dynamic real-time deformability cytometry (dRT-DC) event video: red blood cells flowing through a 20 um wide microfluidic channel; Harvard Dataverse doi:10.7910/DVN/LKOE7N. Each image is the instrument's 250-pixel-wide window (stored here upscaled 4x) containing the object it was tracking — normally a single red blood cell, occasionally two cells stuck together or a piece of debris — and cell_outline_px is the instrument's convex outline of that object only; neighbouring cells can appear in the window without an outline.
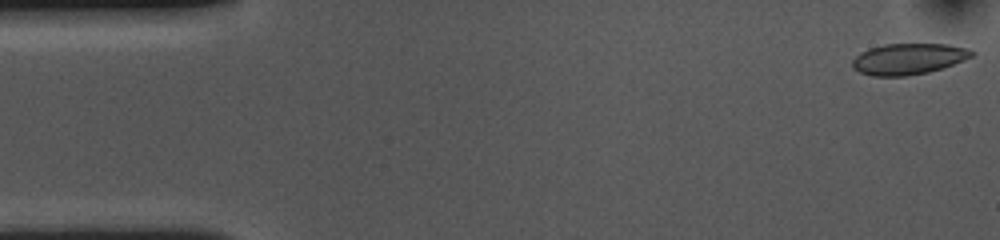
{"species": "common noctule bat (a hibernating species)", "species_latin": "Nyctalus noctula", "temperature_condition": "cold", "stored_images_in_passage": 54, "camera_frame_rate_fps": 3000, "um_per_image_px": 0.085, "animal": {"sex": "female", "body_mass_g": 10.0, "forearm_length_mm": 53.1}, "frame": {"image": 1, "passage_image": 1, "time_ms": 0.0, "image_size_px": [1000, 240], "cell_outline_px": [[976, 52], [972, 56], [964, 60], [928, 72], [904, 76], [872, 76], [860, 72], [852, 68], [852, 60], [860, 52], [868, 48], [884, 44], [948, 44], [968, 48]], "centroid_in_image_um": [77.19, 5.0], "position_along_channel_um": 7.8, "area_um2": 21.62}}
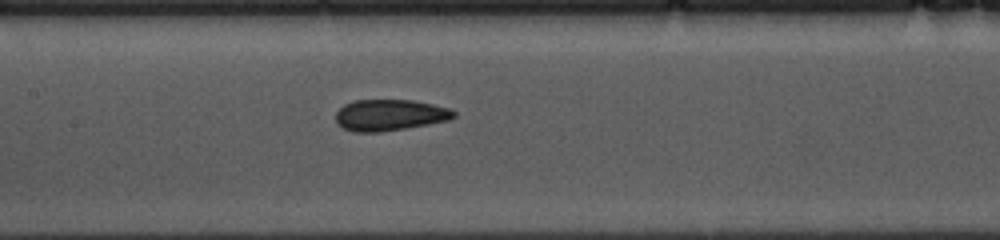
{"frame": {"image": 2, "passage_image": 24, "time_ms": 7.667, "image_size_px": [1000, 240], "cell_outline_px": [[456, 116], [448, 120], [428, 124], [380, 132], [352, 132], [336, 124], [336, 112], [344, 104], [352, 100], [412, 100], [452, 108], [456, 112]], "centroid_in_image_um": [33.12, 9.77], "position_along_channel_um": 174.3, "area_um2": 21.62}}
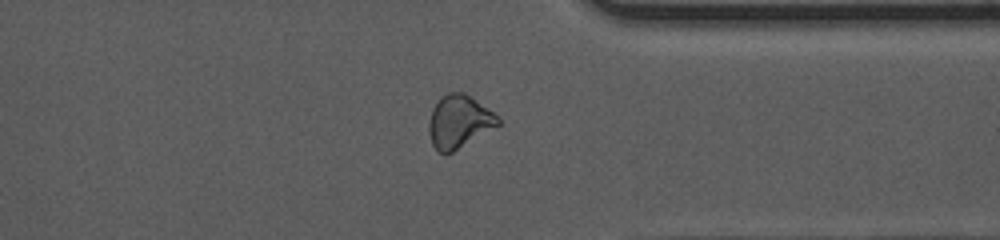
{"frame": {"image": 3, "passage_image": 41, "time_ms": 13.333, "image_size_px": [1000, 240], "cell_outline_px": [[500, 124], [452, 152], [440, 152], [432, 144], [428, 132], [428, 124], [432, 108], [440, 96], [448, 92], [464, 92], [492, 112], [500, 120]], "centroid_in_image_um": [38.97, 10.31], "position_along_channel_um": 372.4, "area_um2": 20.92}, "authors_computed_cell_mechanics": {"area_um2": 21.8773, "velocity_mm_per_s": 3.6011, "shape_relaxation_time_tau1_ms": 5.1699, "shape_relaxation_time_tau2_ms": 1.5575, "deformation_change_tau1": 0.1035, "deformation_change_tau2": 0.0517}}